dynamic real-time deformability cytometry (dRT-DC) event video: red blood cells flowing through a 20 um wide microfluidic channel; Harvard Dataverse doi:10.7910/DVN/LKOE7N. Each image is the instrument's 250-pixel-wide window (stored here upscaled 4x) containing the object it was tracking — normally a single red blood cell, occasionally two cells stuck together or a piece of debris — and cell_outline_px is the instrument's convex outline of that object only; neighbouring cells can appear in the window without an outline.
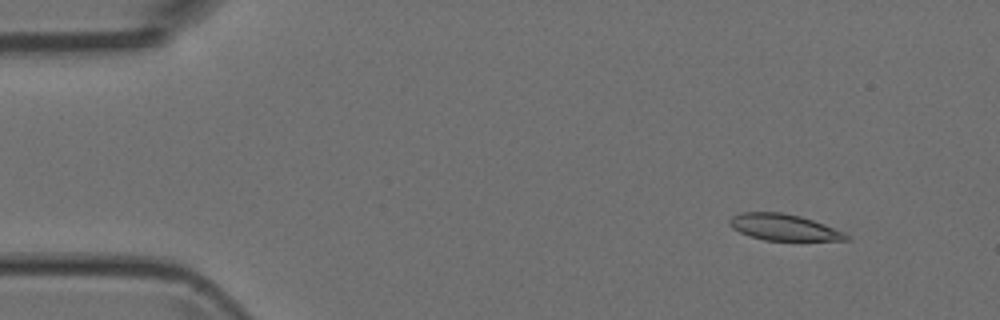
{"species": "Egyptian fruit bat (a non-hibernating species)", "species_latin": "Rousettus aegyptiacus", "temperature_condition": "room temperature", "stored_images_in_passage": 9, "camera_frame_rate_fps": 3000, "um_per_image_px": 0.085, "animal": {"sex": "female"}, "frame": {"image": 1, "passage_image": 1, "time_ms": 0.0, "image_size_px": [1000, 320], "cell_outline_px": [[852, 240], [764, 240], [740, 232], [732, 228], [728, 224], [728, 220], [732, 216], [740, 212], [780, 212], [800, 216], [824, 224], [844, 232]], "centroid_in_image_um": [66.59, 19.31], "position_along_channel_um": 18.4, "area_um2": 17.74}}